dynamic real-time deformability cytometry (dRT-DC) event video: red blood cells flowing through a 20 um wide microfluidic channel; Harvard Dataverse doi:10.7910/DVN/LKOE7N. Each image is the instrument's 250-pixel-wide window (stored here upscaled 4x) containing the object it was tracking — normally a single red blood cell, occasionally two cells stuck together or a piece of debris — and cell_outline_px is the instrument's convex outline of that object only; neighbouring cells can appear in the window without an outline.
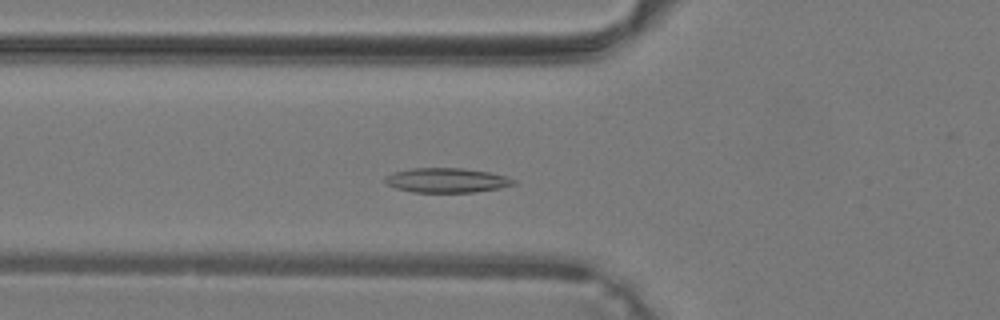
{"species": "common noctule bat (a hibernating species)", "species_latin": "Nyctalus noctula", "temperature_condition": "warm", "stored_images_in_passage": 35, "camera_frame_rate_fps": 3000, "um_per_image_px": 0.085, "animal": {"sex": "male", "body_mass_g": 19.2, "forearm_length_mm": 51.8}, "frame": {"image": 1, "passage_image": 9, "time_ms": 2.667, "image_size_px": [1000, 320], "cell_outline_px": [[516, 184], [500, 188], [476, 192], [412, 192], [396, 188], [388, 184], [384, 180], [384, 176], [392, 172], [412, 168], [460, 168], [488, 172], [508, 176], [516, 180]], "centroid_in_image_um": [37.98, 15.32], "position_along_channel_um": 87.8, "area_um2": 18.5}}
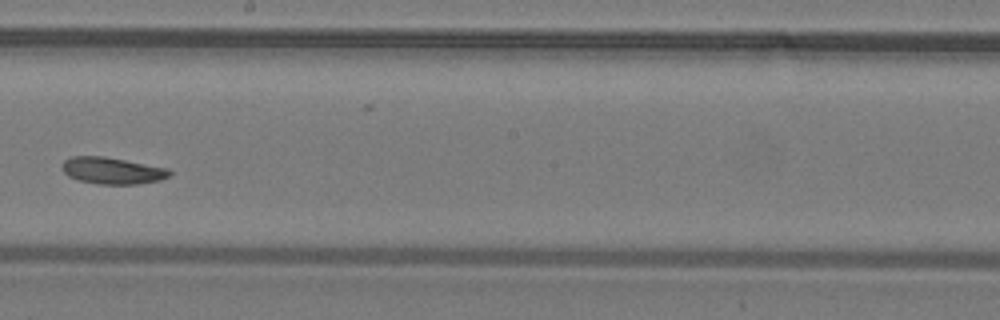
{"frame": {"image": 2, "passage_image": 18, "time_ms": 5.667, "image_size_px": [1000, 320], "cell_outline_px": [[172, 172], [168, 176], [160, 180], [136, 184], [100, 184], [80, 180], [68, 176], [64, 172], [64, 160], [72, 156], [104, 156], [168, 168]], "centroid_in_image_um": [9.56, 14.5], "position_along_channel_um": 238.6, "area_um2": 16.47}}
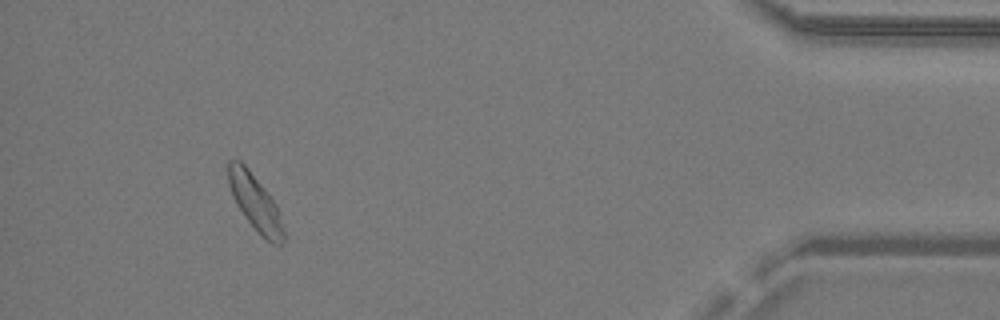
{"frame": {"image": 3, "passage_image": 32, "time_ms": 10.333, "image_size_px": [1000, 320], "cell_outline_px": [[284, 240], [280, 244], [272, 244], [244, 216], [236, 204], [232, 196], [228, 184], [228, 160], [240, 160], [248, 168], [268, 192], [276, 204], [284, 228]], "centroid_in_image_um": [21.68, 17.17], "position_along_channel_um": 413.5, "area_um2": 17.74}}